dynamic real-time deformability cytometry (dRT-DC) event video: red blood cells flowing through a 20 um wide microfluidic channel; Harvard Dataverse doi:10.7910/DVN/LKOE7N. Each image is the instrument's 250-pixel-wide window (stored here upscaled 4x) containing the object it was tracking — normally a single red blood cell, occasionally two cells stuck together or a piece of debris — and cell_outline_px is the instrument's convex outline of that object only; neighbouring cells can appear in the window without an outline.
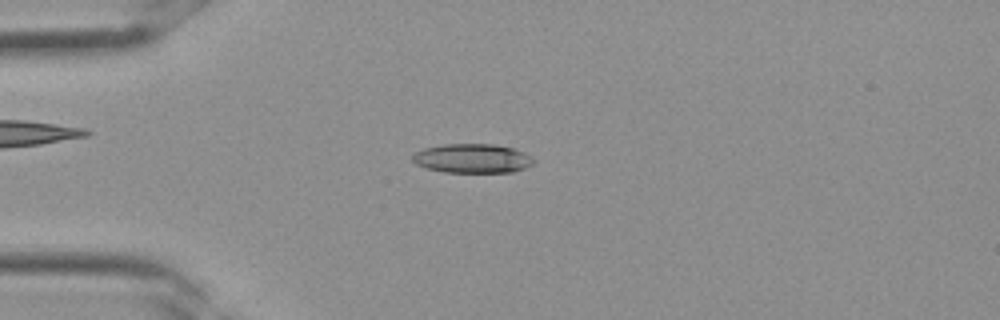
{"species": "Egyptian fruit bat (a non-hibernating species)", "species_latin": "Rousettus aegyptiacus", "temperature_condition": "room temperature", "stored_images_in_passage": 2, "camera_frame_rate_fps": 3000, "um_per_image_px": 0.085, "frame": {"image": 1, "passage_image": 2, "time_ms": 0.333, "image_size_px": [1000, 320], "cell_outline_px": [[536, 160], [532, 164], [524, 168], [512, 172], [444, 172], [428, 168], [416, 164], [412, 160], [412, 156], [416, 152], [424, 148], [444, 144], [496, 144], [512, 148], [524, 152], [532, 156]], "centroid_in_image_um": [40.18, 13.46], "position_along_channel_um": 44.8, "area_um2": 20.58}}